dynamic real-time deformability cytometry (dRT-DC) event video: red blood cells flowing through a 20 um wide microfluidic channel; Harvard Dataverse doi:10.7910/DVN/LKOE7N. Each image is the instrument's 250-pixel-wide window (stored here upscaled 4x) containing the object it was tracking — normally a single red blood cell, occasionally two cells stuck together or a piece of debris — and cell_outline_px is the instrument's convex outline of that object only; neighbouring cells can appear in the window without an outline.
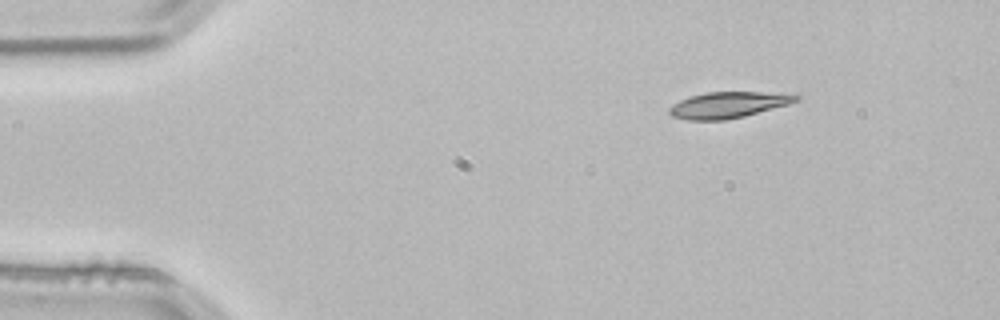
{"species": "common noctule bat (a hibernating species)", "species_latin": "Nyctalus noctula", "temperature_condition": "room temperature", "stored_images_in_passage": 3, "segment_of_instrument_passage": [1, 2], "camera_frame_rate_fps": 3000, "um_per_image_px": 0.085, "animal": {"sex": "male", "body_mass_g": 21.5, "forearm_length_mm": 52.0}, "frame": {"image": 1, "passage_image": 1, "time_ms": 0.0, "image_size_px": [1000, 320], "cell_outline_px": [[800, 96], [796, 100], [788, 104], [744, 116], [724, 120], [688, 120], [672, 116], [668, 112], [668, 108], [672, 104], [688, 96], [704, 92], [760, 92]], "centroid_in_image_um": [61.77, 8.92], "position_along_channel_um": 23.2, "area_um2": 19.02}}